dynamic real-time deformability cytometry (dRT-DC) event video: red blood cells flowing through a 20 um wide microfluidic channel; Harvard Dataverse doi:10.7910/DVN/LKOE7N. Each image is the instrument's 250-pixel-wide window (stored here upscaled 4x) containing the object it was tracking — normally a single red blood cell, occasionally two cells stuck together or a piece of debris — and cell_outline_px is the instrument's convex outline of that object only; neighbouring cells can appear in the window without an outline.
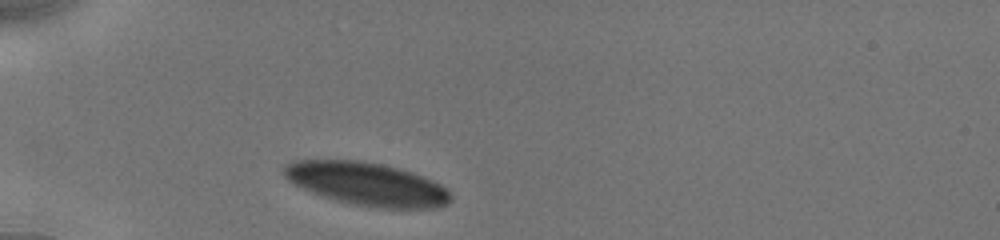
{"species": "human", "species_latin": "Homo sapiens", "temperature_condition": "cold", "stored_images_in_passage": 34, "camera_frame_rate_fps": 3000, "um_per_image_px": 0.085, "donor": {"sex": "male"}, "frame": {"image": 1, "passage_image": 1, "time_ms": 0.0, "image_size_px": [1000, 240], "cell_outline_px": [[452, 200], [448, 204], [440, 208], [376, 208], [352, 204], [320, 196], [288, 180], [284, 176], [284, 164], [292, 160], [356, 160], [380, 164], [412, 172], [432, 180], [440, 184], [452, 192]], "centroid_in_image_um": [31.22, 15.65], "position_along_channel_um": 53.8, "area_um2": 41.96}}
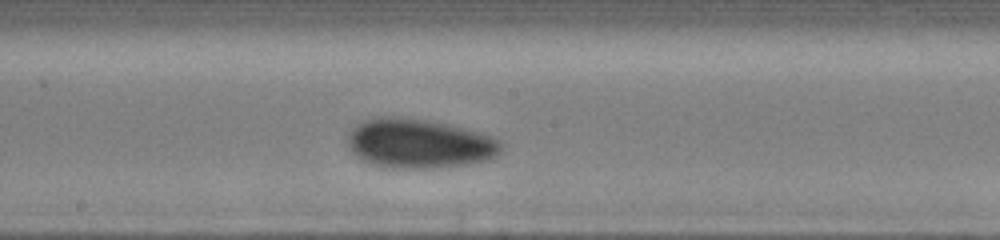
{"frame": {"image": 2, "passage_image": 19, "time_ms": 4.667, "image_size_px": [1000, 240], "cell_outline_px": [[500, 152], [496, 156], [488, 160], [464, 164], [436, 168], [384, 168], [364, 160], [352, 152], [348, 144], [348, 136], [352, 128], [356, 124], [364, 120], [380, 116], [396, 116], [428, 120], [448, 124], [480, 132], [492, 136], [500, 140]], "centroid_in_image_um": [35.62, 12.19], "position_along_channel_um": 212.6, "area_um2": 44.22}}
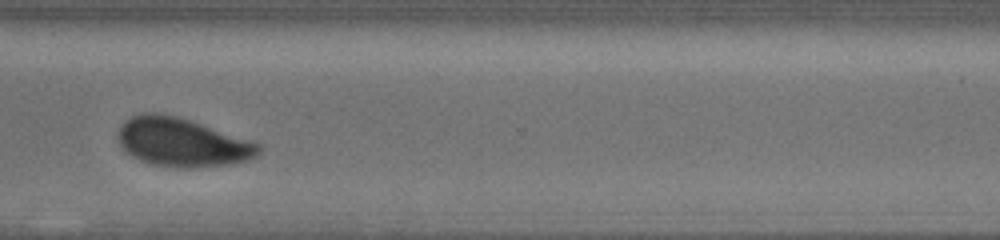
{"frame": {"image": 3, "passage_image": 33, "time_ms": 8.333, "image_size_px": [1000, 240], "cell_outline_px": [[260, 152], [256, 156], [244, 160], [228, 164], [192, 168], [180, 168], [152, 164], [140, 160], [132, 156], [120, 144], [116, 136], [120, 124], [124, 120], [132, 116], [144, 112], [156, 112], [176, 116], [260, 144]], "centroid_in_image_um": [15.4, 12.09], "position_along_channel_um": 355.2, "area_um2": 39.36}}